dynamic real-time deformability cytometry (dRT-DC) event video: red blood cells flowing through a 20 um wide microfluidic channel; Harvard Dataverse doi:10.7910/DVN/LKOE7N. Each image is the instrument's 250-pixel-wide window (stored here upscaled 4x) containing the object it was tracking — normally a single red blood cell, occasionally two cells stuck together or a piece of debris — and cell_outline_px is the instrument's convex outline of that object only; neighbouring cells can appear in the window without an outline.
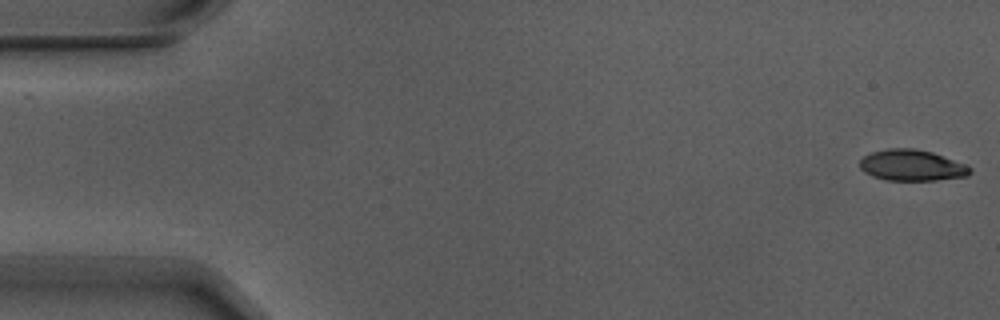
{"species": "Egyptian fruit bat (a non-hibernating species)", "species_latin": "Rousettus aegyptiacus", "temperature_condition": "warm", "stored_images_in_passage": 6, "camera_frame_rate_fps": 3000, "um_per_image_px": 0.085, "animal": {"sex": "male"}, "frame": {"image": 1, "passage_image": 1, "time_ms": 0.0, "image_size_px": [1000, 320], "cell_outline_px": [[972, 172], [968, 176], [936, 180], [884, 180], [872, 176], [864, 172], [860, 168], [860, 160], [864, 156], [872, 152], [888, 148], [916, 148], [932, 152], [964, 164], [972, 168]], "centroid_in_image_um": [77.5, 14.05], "position_along_channel_um": 7.5, "area_um2": 20.0}}
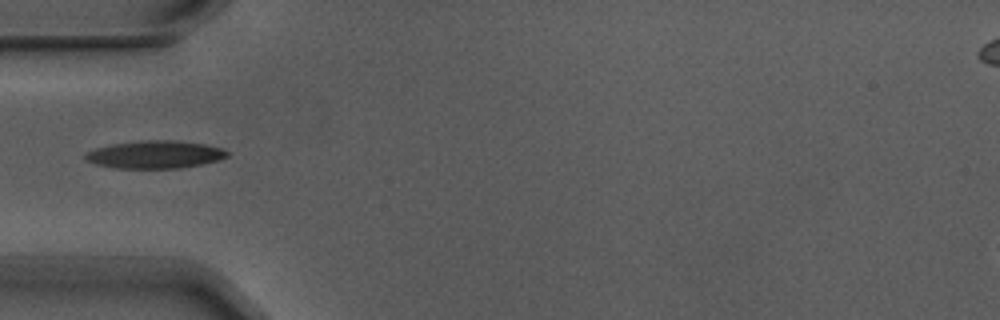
{"frame": {"image": 2, "passage_image": 6, "time_ms": 1.667, "image_size_px": [1000, 320], "cell_outline_px": [[228, 156], [216, 160], [200, 164], [180, 168], [116, 168], [96, 164], [84, 160], [84, 156], [88, 152], [96, 148], [112, 144], [148, 140], [176, 140], [204, 144], [224, 148], [228, 152]], "centroid_in_image_um": [13.17, 13.13], "position_along_channel_um": 71.8, "area_um2": 22.72}}